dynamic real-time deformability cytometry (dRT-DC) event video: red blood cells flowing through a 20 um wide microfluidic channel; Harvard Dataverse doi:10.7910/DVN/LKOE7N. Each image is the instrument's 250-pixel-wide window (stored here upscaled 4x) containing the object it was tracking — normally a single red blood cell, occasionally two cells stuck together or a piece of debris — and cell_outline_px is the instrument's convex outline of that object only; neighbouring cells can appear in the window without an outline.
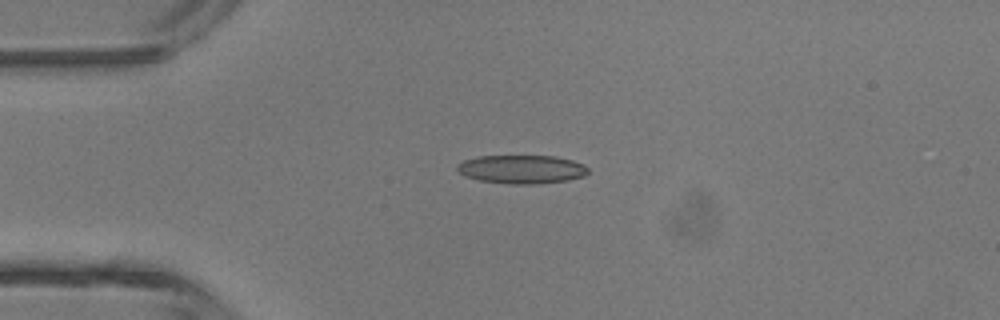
{"species": "common noctule bat (a hibernating species)", "species_latin": "Nyctalus noctula", "temperature_condition": "room temperature", "stored_images_in_passage": 3, "camera_frame_rate_fps": 3000, "um_per_image_px": 0.085, "animal": {"sex": "male", "body_mass_g": 13.3}, "frame": {"image": 1, "passage_image": 1, "time_ms": 0.0, "image_size_px": [1000, 320], "cell_outline_px": [[588, 172], [584, 176], [568, 180], [536, 184], [508, 184], [480, 180], [464, 176], [456, 168], [456, 164], [464, 160], [476, 156], [556, 156], [572, 160], [584, 164], [588, 168]], "centroid_in_image_um": [44.34, 14.38], "position_along_channel_um": 40.7, "area_um2": 21.91}}
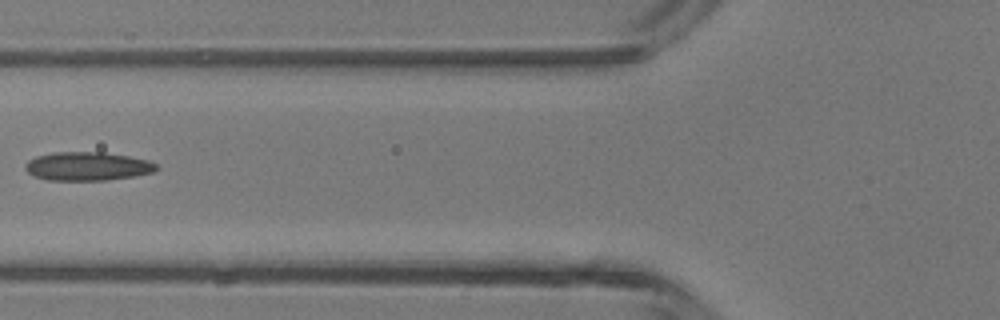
{"frame": {"image": 2, "passage_image": 3, "time_ms": 0.667, "image_size_px": [1000, 320], "cell_outline_px": [[160, 168], [152, 172], [136, 176], [108, 180], [48, 180], [32, 176], [24, 168], [24, 164], [28, 160], [36, 156], [56, 152], [104, 152], [128, 156], [148, 160], [156, 164]], "centroid_in_image_um": [7.42, 14.14], "position_along_channel_um": 118.4, "area_um2": 22.02}}